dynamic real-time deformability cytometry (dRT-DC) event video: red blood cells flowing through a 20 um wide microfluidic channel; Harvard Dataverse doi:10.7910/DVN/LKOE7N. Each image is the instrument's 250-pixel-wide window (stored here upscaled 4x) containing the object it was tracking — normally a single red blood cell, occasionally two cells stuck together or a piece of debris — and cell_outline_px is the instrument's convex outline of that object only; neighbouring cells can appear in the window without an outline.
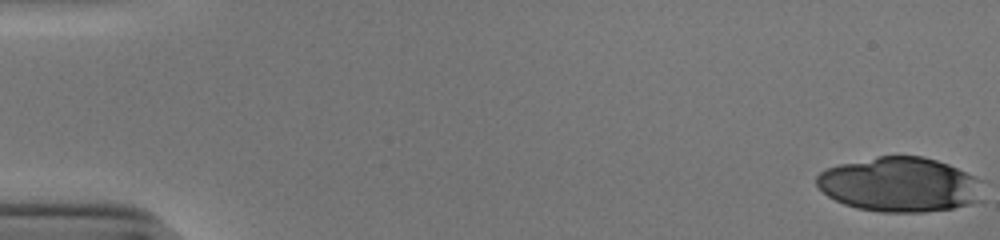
{"species": "human", "species_latin": "Homo sapiens", "temperature_condition": "cold", "stored_images_in_passage": 29, "camera_frame_rate_fps": 3000, "um_per_image_px": 0.085, "donor": {"sex": "male"}, "frame": {"image": 1, "passage_image": 1, "time_ms": 0.0, "image_size_px": [1000, 240], "cell_outline_px": [[984, 200], [952, 208], [924, 212], [880, 212], [856, 208], [844, 204], [828, 196], [816, 184], [816, 176], [820, 172], [828, 168], [840, 164], [880, 156], [924, 156], [948, 164], [976, 176], [984, 180]], "centroid_in_image_um": [76.56, 15.69], "position_along_channel_um": 8.4, "area_um2": 53.41}}